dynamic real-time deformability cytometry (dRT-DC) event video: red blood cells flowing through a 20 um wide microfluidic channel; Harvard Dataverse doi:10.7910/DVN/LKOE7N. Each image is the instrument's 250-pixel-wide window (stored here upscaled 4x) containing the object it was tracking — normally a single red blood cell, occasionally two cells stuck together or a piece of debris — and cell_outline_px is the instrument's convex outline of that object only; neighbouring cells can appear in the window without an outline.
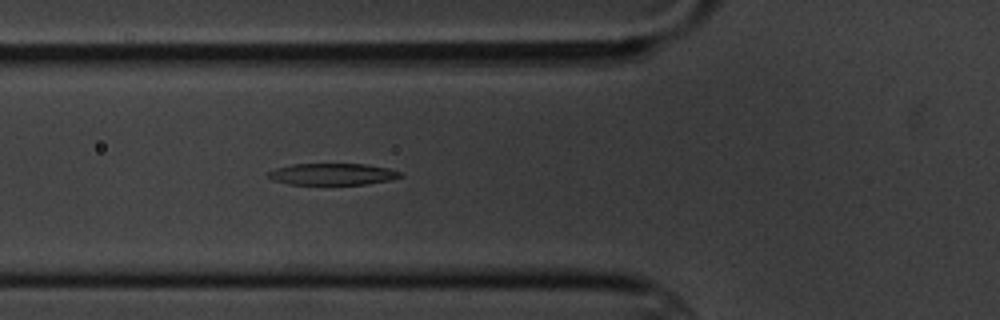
{"species": "common noctule bat (a hibernating species)", "species_latin": "Nyctalus noctula", "temperature_condition": "cold", "stored_images_in_passage": 6, "camera_frame_rate_fps": 3000, "um_per_image_px": 0.085, "animal": {"sex": "male", "body_mass_g": 20.1, "forearm_length_mm": 53.5}, "frame": {"image": 1, "passage_image": 6, "time_ms": 6.667, "image_size_px": [1000, 320], "cell_outline_px": [[404, 176], [392, 180], [368, 184], [288, 184], [272, 180], [268, 176], [268, 172], [276, 168], [292, 164], [368, 164], [388, 168], [400, 172]], "centroid_in_image_um": [28.3, 14.8], "position_along_channel_um": 97.5, "area_um2": 16.7}}